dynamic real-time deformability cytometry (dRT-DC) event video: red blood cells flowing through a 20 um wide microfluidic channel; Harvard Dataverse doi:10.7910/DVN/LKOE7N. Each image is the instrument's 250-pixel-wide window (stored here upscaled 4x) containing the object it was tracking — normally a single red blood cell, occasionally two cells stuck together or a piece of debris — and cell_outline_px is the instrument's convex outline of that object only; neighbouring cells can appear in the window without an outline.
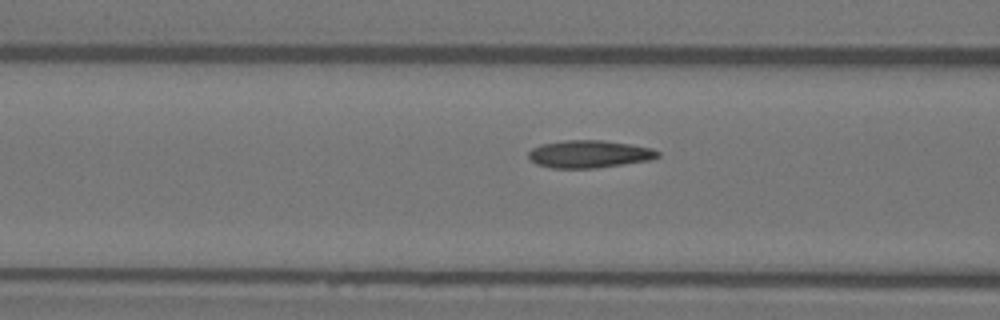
{"species": "Egyptian fruit bat (a non-hibernating species)", "species_latin": "Rousettus aegyptiacus", "temperature_condition": "warm", "stored_images_in_passage": 19, "camera_frame_rate_fps": 3000, "um_per_image_px": 0.085, "animal": {"sex": "female"}, "frame": {"image": 1, "passage_image": 17, "time_ms": 5.333, "image_size_px": [1000, 320], "cell_outline_px": [[660, 156], [652, 160], [596, 168], [552, 168], [536, 164], [528, 156], [528, 152], [532, 148], [540, 144], [564, 140], [604, 140], [632, 144], [652, 148], [660, 152]], "centroid_in_image_um": [50.11, 13.09], "position_along_channel_um": 116.5, "area_um2": 20.98}}